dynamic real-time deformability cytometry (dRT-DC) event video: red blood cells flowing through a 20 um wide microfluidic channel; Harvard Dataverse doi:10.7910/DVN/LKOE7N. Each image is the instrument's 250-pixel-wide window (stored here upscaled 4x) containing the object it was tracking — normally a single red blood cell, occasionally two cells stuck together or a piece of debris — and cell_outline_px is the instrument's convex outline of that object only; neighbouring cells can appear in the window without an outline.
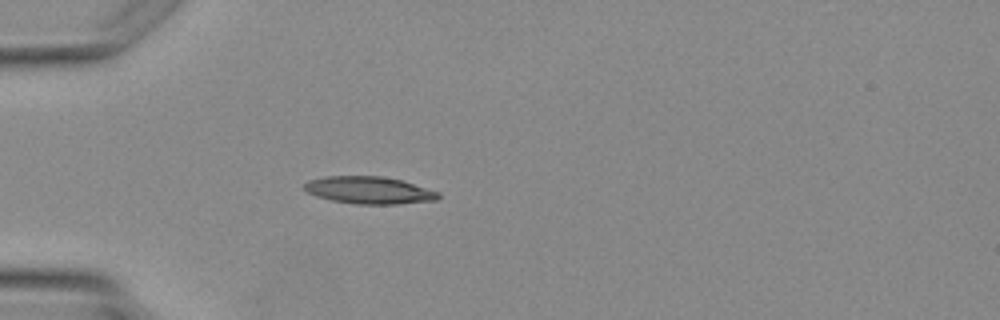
{"species": "Egyptian fruit bat (a non-hibernating species)", "species_latin": "Rousettus aegyptiacus", "temperature_condition": "warm", "stored_images_in_passage": 1, "camera_frame_rate_fps": 3000, "um_per_image_px": 0.085, "animal": {"sex": "female"}, "frame": {"image": 1, "passage_image": 1, "time_ms": 0.0, "image_size_px": [1000, 320], "cell_outline_px": [[440, 196], [436, 200], [396, 204], [356, 204], [332, 200], [316, 196], [308, 192], [304, 188], [304, 184], [308, 180], [324, 176], [380, 176], [400, 180], [440, 192]], "centroid_in_image_um": [31.36, 16.16], "position_along_channel_um": 53.6, "area_um2": 21.15}}